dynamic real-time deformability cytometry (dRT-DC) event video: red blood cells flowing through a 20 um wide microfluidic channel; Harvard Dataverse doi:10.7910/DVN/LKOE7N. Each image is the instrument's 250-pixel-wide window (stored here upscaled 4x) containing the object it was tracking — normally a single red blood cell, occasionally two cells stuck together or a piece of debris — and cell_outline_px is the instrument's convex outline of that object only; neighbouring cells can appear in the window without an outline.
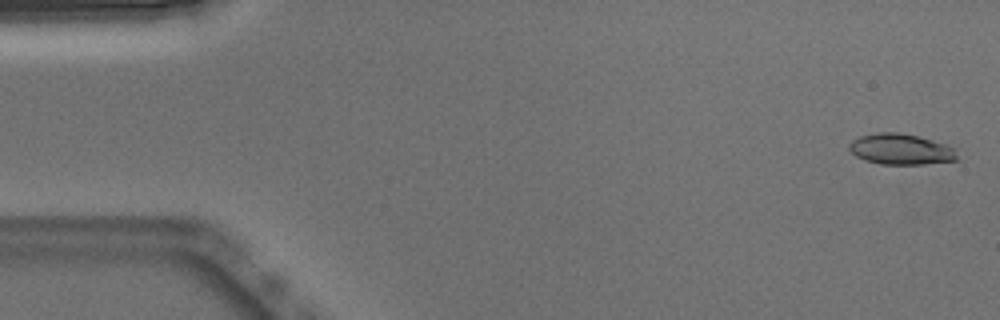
{"species": "Egyptian fruit bat (a non-hibernating species)", "species_latin": "Rousettus aegyptiacus", "temperature_condition": "warm", "stored_images_in_passage": 53, "camera_frame_rate_fps": 3000, "um_per_image_px": 0.085, "animal": {"sex": "male"}, "frame": {"image": 1, "passage_image": 2, "time_ms": 0.333, "image_size_px": [1000, 320], "cell_outline_px": [[956, 160], [924, 164], [880, 164], [864, 160], [856, 156], [848, 148], [848, 144], [852, 140], [860, 136], [876, 132], [900, 132], [932, 140], [944, 144], [952, 148], [956, 156]], "centroid_in_image_um": [76.49, 12.68], "position_along_channel_um": 8.5, "area_um2": 19.19}}
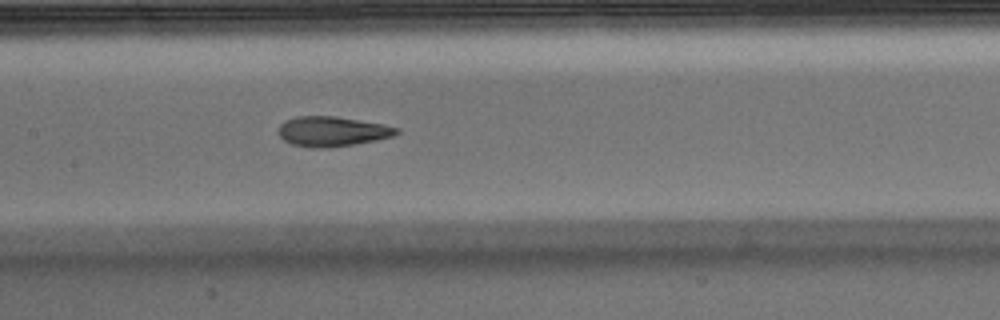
{"frame": {"image": 2, "passage_image": 25, "time_ms": 8.0, "image_size_px": [1000, 320], "cell_outline_px": [[400, 132], [392, 136], [376, 140], [328, 148], [312, 148], [292, 144], [284, 140], [276, 132], [280, 124], [284, 120], [296, 116], [336, 116], [384, 124], [400, 128]], "centroid_in_image_um": [28.21, 11.16], "position_along_channel_um": 179.2, "area_um2": 20.75}}
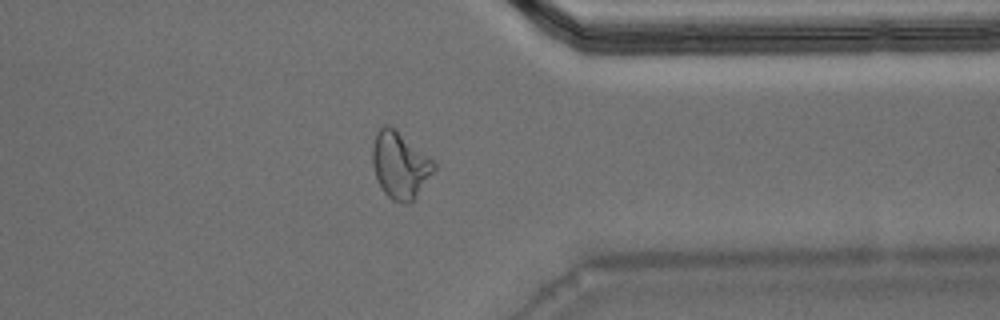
{"frame": {"image": 3, "passage_image": 41, "time_ms": 13.333, "image_size_px": [1000, 320], "cell_outline_px": [[436, 168], [416, 196], [408, 204], [404, 204], [392, 200], [384, 192], [376, 176], [372, 164], [372, 144], [376, 132], [384, 124], [388, 124], [432, 160], [436, 164]], "centroid_in_image_um": [33.97, 14.05], "position_along_channel_um": 377.4, "area_um2": 23.35}, "authors_computed_cell_mechanics": {"area_um2": 20.7502, "velocity_mm_per_s": 3.8627, "shape_relaxation_time_tau1_ms": null, "shape_relaxation_time_tau2_ms": 1.9461, "deformation_change_tau1": null, "deformation_change_tau2": 0.0943}}